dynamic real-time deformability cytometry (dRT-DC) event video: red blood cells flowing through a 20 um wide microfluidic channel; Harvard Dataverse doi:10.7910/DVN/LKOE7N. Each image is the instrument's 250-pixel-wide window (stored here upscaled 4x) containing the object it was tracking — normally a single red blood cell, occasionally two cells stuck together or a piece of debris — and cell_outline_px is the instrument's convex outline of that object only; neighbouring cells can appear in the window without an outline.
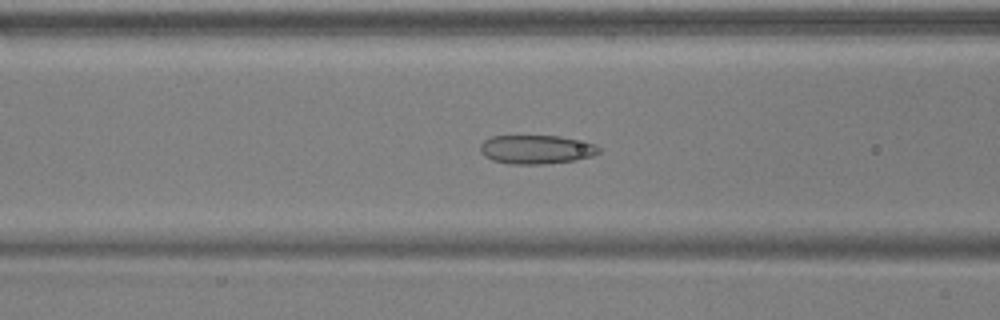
{"species": "common noctule bat (a hibernating species)", "species_latin": "Nyctalus noctula", "temperature_condition": "warm", "stored_images_in_passage": 55, "segment_of_instrument_passage": [1, 2], "camera_frame_rate_fps": 3000, "um_per_image_px": 0.085, "animal": {"sex": "male", "body_mass_g": 17.9, "forearm_length_mm": 54.2}, "frame": {"image": 1, "passage_image": 22, "time_ms": 7.0, "image_size_px": [1000, 320], "cell_outline_px": [[600, 152], [592, 156], [572, 160], [544, 164], [508, 164], [492, 160], [484, 156], [480, 152], [480, 144], [484, 140], [492, 136], [560, 136], [596, 144], [600, 148]], "centroid_in_image_um": [45.56, 12.7], "position_along_channel_um": 121.0, "area_um2": 19.94}}
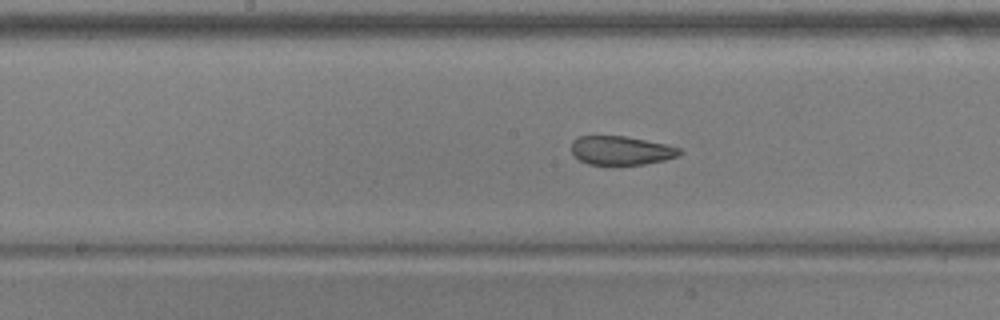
{"frame": {"image": 2, "passage_image": 28, "time_ms": 9.0, "image_size_px": [1000, 320], "cell_outline_px": [[684, 152], [680, 156], [664, 160], [644, 164], [612, 168], [588, 164], [580, 160], [572, 152], [572, 140], [580, 136], [624, 136], [664, 144], [680, 148]], "centroid_in_image_um": [52.79, 12.84], "position_along_channel_um": 195.4, "area_um2": 18.79}}
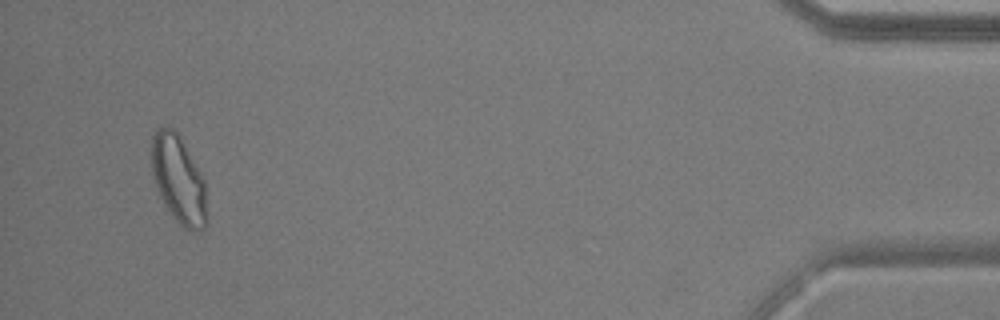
{"frame": {"image": 3, "passage_image": 52, "time_ms": 17.0, "image_size_px": [1000, 320], "cell_outline_px": [[208, 220], [204, 228], [200, 232], [192, 232], [184, 228], [172, 216], [164, 204], [156, 188], [152, 176], [152, 136], [156, 128], [168, 124], [180, 136], [204, 180], [208, 212]], "centroid_in_image_um": [15.19, 15.29], "position_along_channel_um": 420.0, "area_um2": 28.73}}